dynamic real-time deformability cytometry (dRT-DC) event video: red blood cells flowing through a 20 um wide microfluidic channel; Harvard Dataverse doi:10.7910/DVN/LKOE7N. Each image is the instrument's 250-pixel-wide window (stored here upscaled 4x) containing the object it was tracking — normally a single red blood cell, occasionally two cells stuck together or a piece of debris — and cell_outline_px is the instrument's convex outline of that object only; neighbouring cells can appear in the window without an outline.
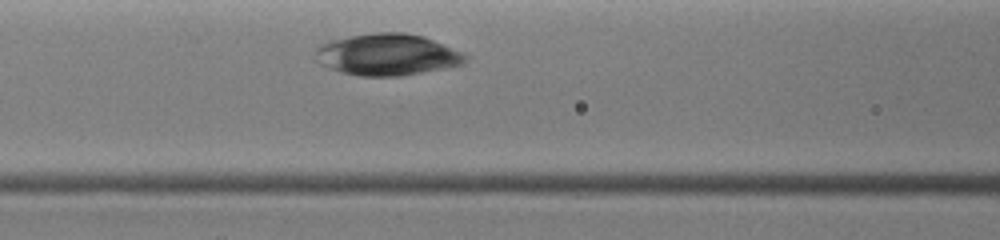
{"species": "common noctule bat (a hibernating species)", "species_latin": "Nyctalus noctula", "temperature_condition": "warm", "stored_images_in_passage": 12, "camera_frame_rate_fps": 3000, "um_per_image_px": 0.085, "animal": {"sex": "female", "body_mass_g": 19.0, "forearm_length_mm": 51.5}, "frame": {"image": 1, "passage_image": 7, "time_ms": 1.667, "image_size_px": [1000, 240], "cell_outline_px": [[468, 60], [464, 64], [444, 68], [396, 76], [360, 76], [340, 72], [328, 68], [320, 64], [316, 60], [316, 48], [320, 44], [332, 40], [352, 36], [376, 32], [404, 32], [424, 36], [464, 52], [468, 56]], "centroid_in_image_um": [32.94, 4.64], "position_along_channel_um": 133.7, "area_um2": 36.41}}
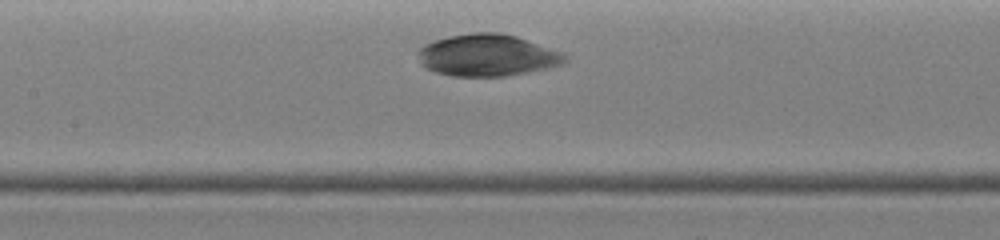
{"frame": {"image": 2, "passage_image": 10, "time_ms": 2.333, "image_size_px": [1000, 240], "cell_outline_px": [[568, 60], [564, 64], [552, 68], [504, 76], [452, 76], [436, 72], [424, 68], [420, 64], [416, 52], [424, 44], [448, 36], [472, 32], [500, 32], [516, 36], [564, 52], [568, 56]], "centroid_in_image_um": [41.45, 4.7], "position_along_channel_um": 166.0, "area_um2": 36.41}}